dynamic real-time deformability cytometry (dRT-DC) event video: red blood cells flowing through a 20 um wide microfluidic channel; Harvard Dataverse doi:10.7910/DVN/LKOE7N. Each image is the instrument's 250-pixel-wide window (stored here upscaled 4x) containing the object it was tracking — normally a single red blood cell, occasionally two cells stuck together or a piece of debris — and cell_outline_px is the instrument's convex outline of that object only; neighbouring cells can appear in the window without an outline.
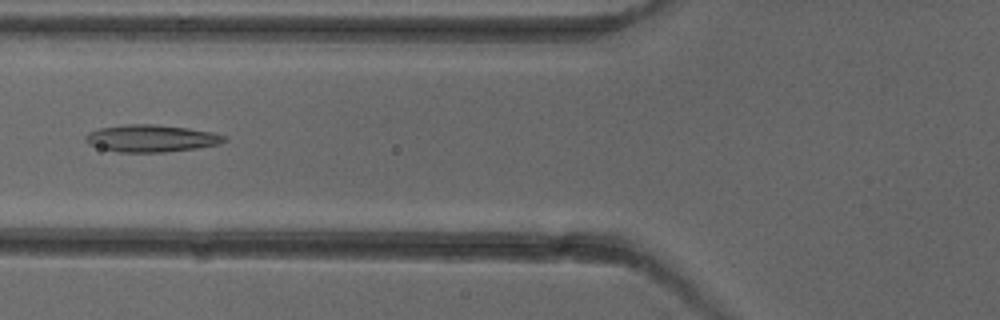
{"species": "common noctule bat (a hibernating species)", "species_latin": "Nyctalus noctula", "temperature_condition": "cold", "stored_images_in_passage": 6, "camera_frame_rate_fps": 3000, "um_per_image_px": 0.085, "animal": {"sex": "female"}, "frame": {"image": 1, "passage_image": 6, "time_ms": 5.667, "image_size_px": [1000, 320], "cell_outline_px": [[228, 140], [220, 144], [196, 148], [164, 152], [116, 152], [100, 148], [88, 144], [84, 140], [84, 136], [88, 132], [100, 128], [124, 124], [152, 124], [188, 128], [212, 132], [228, 136]], "centroid_in_image_um": [12.85, 11.76], "position_along_channel_um": 112.9, "area_um2": 22.14}}